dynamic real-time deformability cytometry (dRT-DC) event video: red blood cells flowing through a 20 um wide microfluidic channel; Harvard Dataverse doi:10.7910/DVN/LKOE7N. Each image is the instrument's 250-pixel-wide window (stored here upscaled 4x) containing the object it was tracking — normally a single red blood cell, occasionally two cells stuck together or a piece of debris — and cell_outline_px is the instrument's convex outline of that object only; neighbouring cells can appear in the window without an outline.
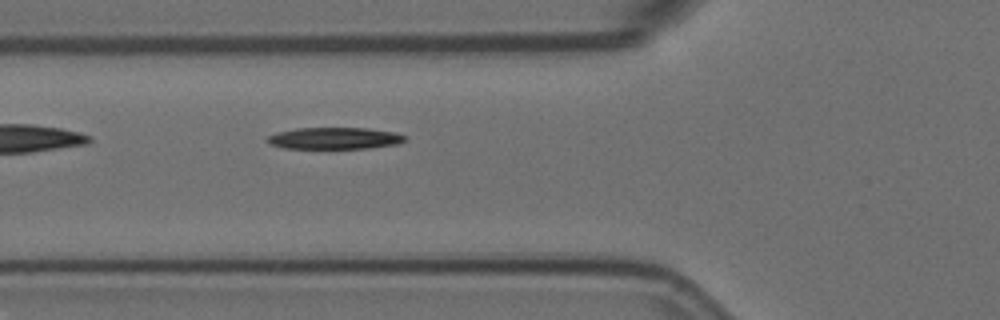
{"species": "Egyptian fruit bat (a non-hibernating species)", "species_latin": "Rousettus aegyptiacus", "temperature_condition": "room temperature", "stored_images_in_passage": 6, "segment_of_instrument_passage": [2, 2], "camera_frame_rate_fps": 3000, "um_per_image_px": 0.085, "animal": {"sex": "female"}, "frame": {"image": 1, "passage_image": 6, "time_ms": 1.667, "image_size_px": [1000, 320], "cell_outline_px": [[408, 136], [404, 140], [396, 144], [364, 148], [284, 148], [268, 144], [264, 140], [268, 136], [276, 132], [296, 128], [368, 128], [396, 132]], "centroid_in_image_um": [28.39, 11.74], "position_along_channel_um": 97.4, "area_um2": 17.46}}